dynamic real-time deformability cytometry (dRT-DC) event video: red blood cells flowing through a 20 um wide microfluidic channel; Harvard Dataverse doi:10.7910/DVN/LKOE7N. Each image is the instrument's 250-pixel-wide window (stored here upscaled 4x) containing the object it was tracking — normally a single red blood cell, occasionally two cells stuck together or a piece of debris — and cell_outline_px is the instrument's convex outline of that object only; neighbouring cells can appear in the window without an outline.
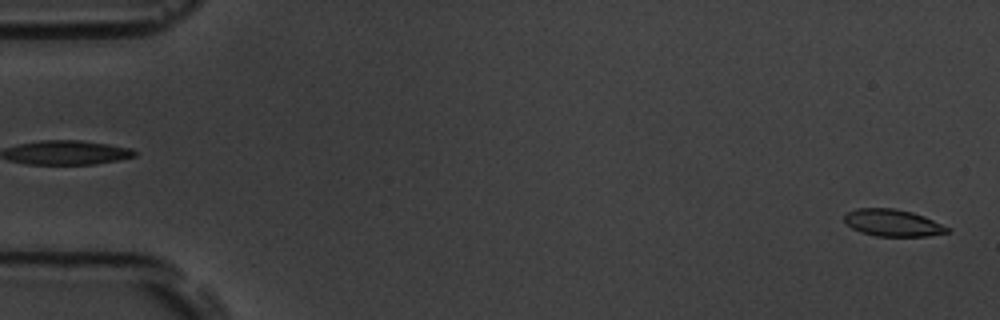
{"species": "common noctule bat (a hibernating species)", "species_latin": "Nyctalus noctula", "temperature_condition": "room temperature", "stored_images_in_passage": 54, "camera_frame_rate_fps": 3000, "um_per_image_px": 0.085, "animal": {"sex": "male", "body_mass_g": 19.5, "forearm_length_mm": 54.6}, "frame": {"image": 1, "passage_image": 1, "time_ms": 0.0, "image_size_px": [1000, 320], "cell_outline_px": [[948, 232], [928, 236], [876, 236], [860, 232], [852, 228], [844, 220], [844, 216], [848, 212], [856, 208], [892, 208], [912, 212], [924, 216], [948, 228]], "centroid_in_image_um": [75.84, 18.94], "position_along_channel_um": 9.2, "area_um2": 15.95}}
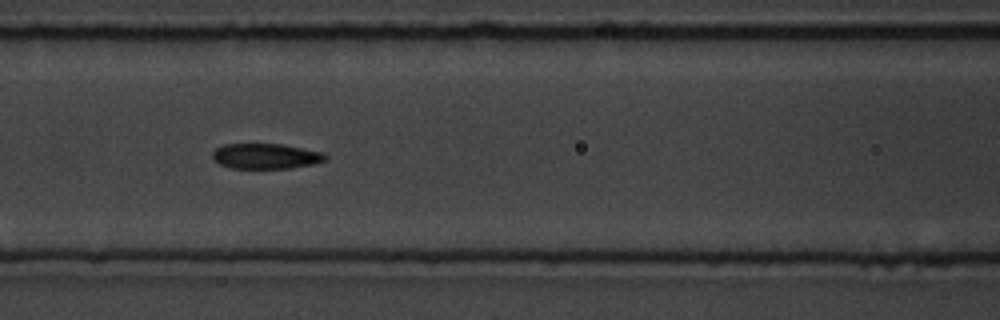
{"frame": {"image": 2, "passage_image": 23, "time_ms": 7.333, "image_size_px": [1000, 320], "cell_outline_px": [[328, 160], [312, 164], [292, 168], [228, 168], [212, 160], [212, 152], [216, 148], [224, 144], [280, 144], [324, 152], [328, 156]], "centroid_in_image_um": [22.59, 13.28], "position_along_channel_um": 144.0, "area_um2": 16.82}}
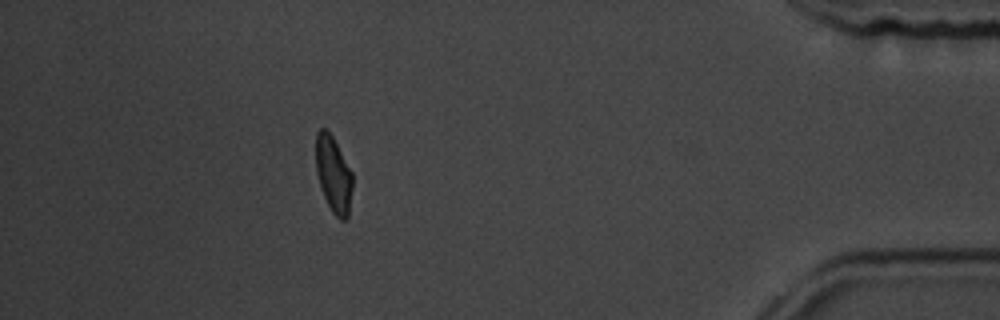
{"frame": {"image": 3, "passage_image": 48, "time_ms": 15.667, "image_size_px": [1000, 320], "cell_outline_px": [[352, 188], [348, 216], [344, 220], [340, 220], [332, 212], [324, 196], [316, 172], [316, 132], [320, 128], [324, 128], [332, 136], [352, 172]], "centroid_in_image_um": [28.34, 14.82], "position_along_channel_um": 406.9, "area_um2": 16.07}, "authors_computed_cell_mechanics": {"area_um2": 17.051, "velocity_mm_per_s": 3.7697, "shape_relaxation_time_tau1_ms": 3.9671, "shape_relaxation_time_tau2_ms": 1.2271, "deformation_change_tau1": 0.1488, "deformation_change_tau2": 0.0486}}